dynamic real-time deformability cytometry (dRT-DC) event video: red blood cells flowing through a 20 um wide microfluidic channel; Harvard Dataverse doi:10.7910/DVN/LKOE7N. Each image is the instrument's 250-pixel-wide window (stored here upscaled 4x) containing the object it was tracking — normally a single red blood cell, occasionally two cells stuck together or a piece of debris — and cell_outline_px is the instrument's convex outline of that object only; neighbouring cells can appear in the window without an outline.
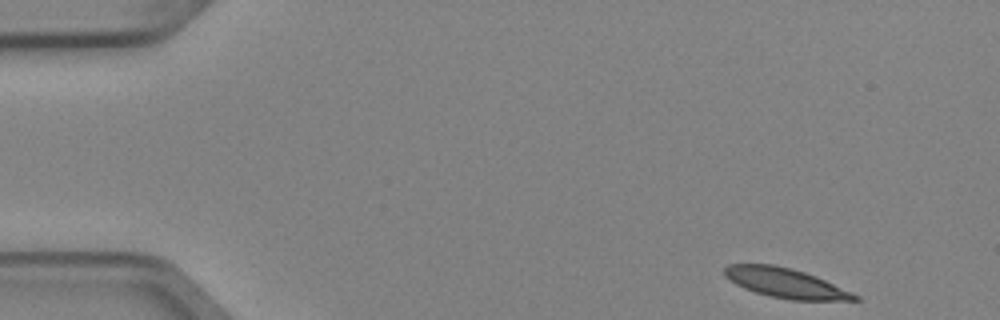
{"species": "Egyptian fruit bat (a non-hibernating species)", "species_latin": "Rousettus aegyptiacus", "temperature_condition": "cold", "stored_images_in_passage": 3, "camera_frame_rate_fps": 3000, "um_per_image_px": 0.085, "animal": {"sex": "female"}, "frame": {"image": 1, "passage_image": 1, "time_ms": 0.0, "image_size_px": [1000, 320], "cell_outline_px": [[860, 300], [792, 300], [768, 296], [744, 288], [736, 284], [724, 276], [724, 268], [728, 264], [772, 264], [792, 268], [816, 276], [852, 292], [860, 296]], "centroid_in_image_um": [66.76, 24.05], "position_along_channel_um": 18.2, "area_um2": 22.43}}